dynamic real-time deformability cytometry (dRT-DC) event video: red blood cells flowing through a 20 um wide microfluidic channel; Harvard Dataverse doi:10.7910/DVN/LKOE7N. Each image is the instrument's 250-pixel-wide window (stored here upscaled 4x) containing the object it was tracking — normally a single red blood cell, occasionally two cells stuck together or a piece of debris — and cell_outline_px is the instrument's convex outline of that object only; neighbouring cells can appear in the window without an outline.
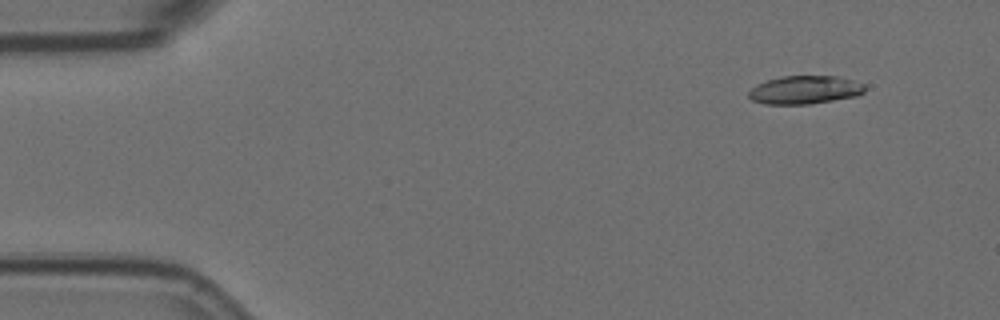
{"species": "Egyptian fruit bat (a non-hibernating species)", "species_latin": "Rousettus aegyptiacus", "temperature_condition": "room temperature", "stored_images_in_passage": 5, "camera_frame_rate_fps": 3000, "um_per_image_px": 0.085, "animal": {"sex": "female"}, "frame": {"image": 1, "passage_image": 2, "time_ms": 0.333, "image_size_px": [1000, 320], "cell_outline_px": [[864, 92], [856, 96], [808, 104], [764, 104], [752, 100], [748, 96], [748, 92], [756, 84], [780, 76], [836, 76], [852, 80], [864, 84]], "centroid_in_image_um": [68.38, 7.64], "position_along_channel_um": 16.6, "area_um2": 19.02}}